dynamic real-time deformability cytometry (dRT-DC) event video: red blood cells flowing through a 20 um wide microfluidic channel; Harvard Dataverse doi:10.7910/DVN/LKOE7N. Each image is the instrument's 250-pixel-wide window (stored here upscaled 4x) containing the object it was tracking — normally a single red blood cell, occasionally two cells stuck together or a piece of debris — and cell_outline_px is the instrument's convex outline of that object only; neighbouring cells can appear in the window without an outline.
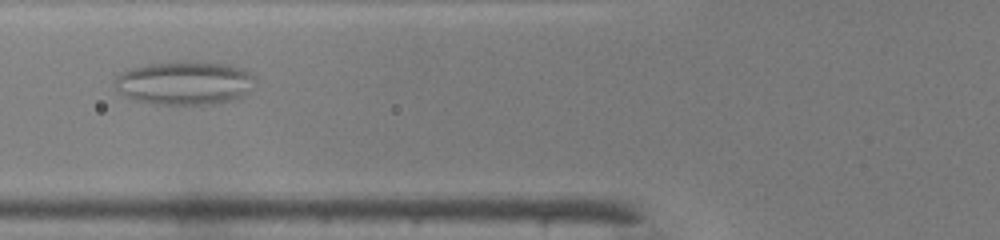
{"species": "common noctule bat (a hibernating species)", "species_latin": "Nyctalus noctula", "temperature_condition": "warm", "stored_images_in_passage": 32, "camera_frame_rate_fps": 3000, "um_per_image_px": 0.085, "animal": {"sex": "male", "body_mass_g": 19.0, "forearm_length_mm": 50.8}, "frame": {"image": 1, "passage_image": 4, "time_ms": 1.0, "image_size_px": [1000, 240], "cell_outline_px": [[256, 84], [252, 88], [240, 96], [228, 100], [200, 104], [168, 104], [136, 100], [120, 92], [116, 88], [116, 80], [120, 72], [132, 68], [148, 64], [180, 60], [196, 60], [228, 64], [244, 68], [256, 80]], "centroid_in_image_um": [15.72, 7.0], "position_along_channel_um": 110.1, "area_um2": 35.37}}
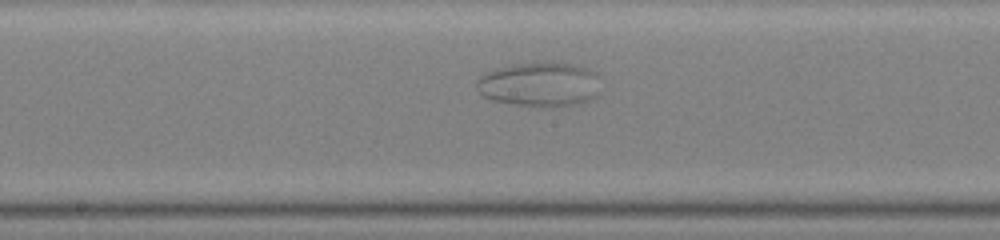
{"frame": {"image": 2, "passage_image": 11, "time_ms": 3.333, "image_size_px": [1000, 240], "cell_outline_px": [[596, 92], [592, 96], [584, 100], [572, 104], [520, 104], [492, 100], [484, 96], [480, 92], [476, 84], [476, 80], [480, 76], [488, 72], [512, 64], [572, 64], [588, 68], [596, 72]], "centroid_in_image_um": [45.79, 7.14], "position_along_channel_um": 202.4, "area_um2": 30.11}}
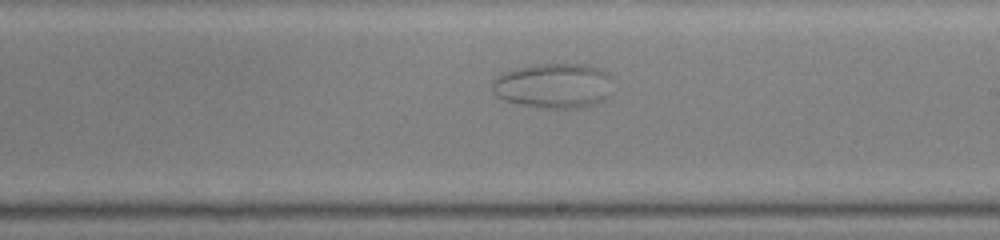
{"frame": {"image": 3, "passage_image": 14, "time_ms": 4.333, "image_size_px": [1000, 240], "cell_outline_px": [[608, 96], [592, 104], [564, 108], [552, 108], [524, 104], [504, 100], [496, 96], [492, 92], [492, 80], [496, 76], [504, 72], [520, 68], [540, 64], [584, 64], [600, 68], [608, 76]], "centroid_in_image_um": [46.97, 7.26], "position_along_channel_um": 242.0, "area_um2": 30.63}}